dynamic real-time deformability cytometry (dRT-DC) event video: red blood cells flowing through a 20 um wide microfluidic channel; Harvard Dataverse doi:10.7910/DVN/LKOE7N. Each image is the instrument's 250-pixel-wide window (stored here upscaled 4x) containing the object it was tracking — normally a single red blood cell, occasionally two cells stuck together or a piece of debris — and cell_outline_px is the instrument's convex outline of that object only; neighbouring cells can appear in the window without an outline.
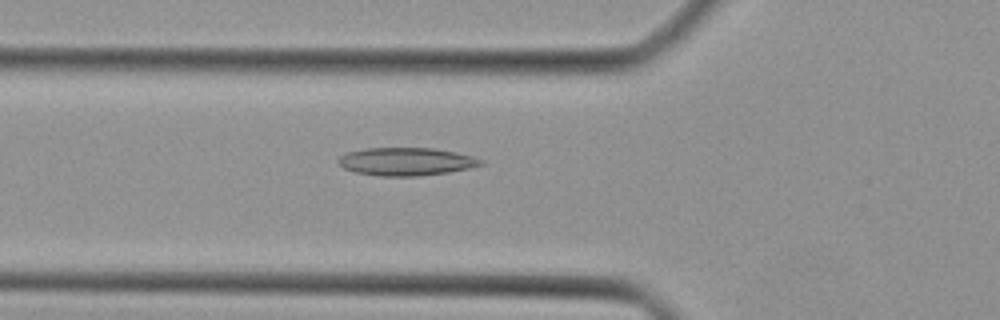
{"species": "Egyptian fruit bat (a non-hibernating species)", "species_latin": "Rousettus aegyptiacus", "temperature_condition": "cold", "stored_images_in_passage": 30, "camera_frame_rate_fps": 3000, "um_per_image_px": 0.085, "animal": {"sex": "female"}, "frame": {"image": 1, "passage_image": 2, "time_ms": 0.333, "image_size_px": [1000, 320], "cell_outline_px": [[484, 164], [468, 168], [448, 172], [420, 176], [380, 176], [356, 172], [344, 168], [336, 160], [340, 156], [348, 152], [364, 148], [432, 148], [456, 152], [472, 156], [484, 160]], "centroid_in_image_um": [34.53, 13.73], "position_along_channel_um": 91.3, "area_um2": 23.18}}
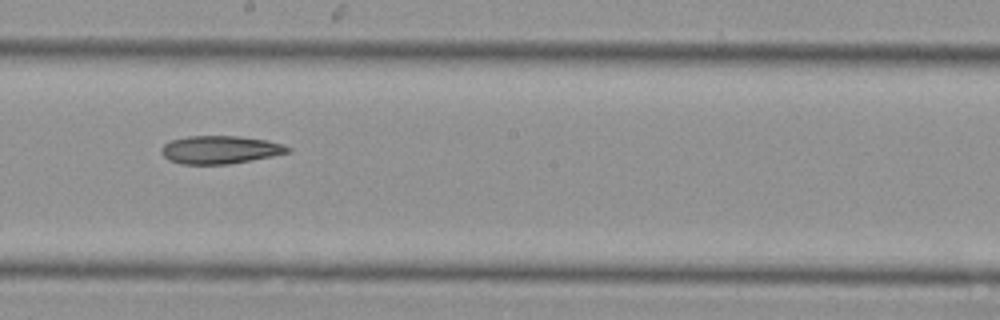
{"frame": {"image": 2, "passage_image": 11, "time_ms": 3.333, "image_size_px": [1000, 320], "cell_outline_px": [[292, 152], [272, 156], [228, 164], [184, 164], [168, 160], [160, 152], [160, 148], [164, 144], [172, 140], [188, 136], [240, 136], [268, 140], [284, 144], [292, 148]], "centroid_in_image_um": [18.74, 12.72], "position_along_channel_um": 229.5, "area_um2": 20.75}}
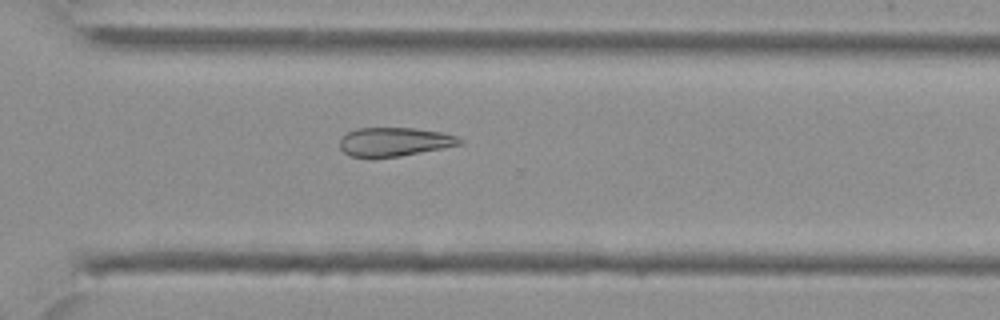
{"frame": {"image": 3, "passage_image": 18, "time_ms": 5.667, "image_size_px": [1000, 320], "cell_outline_px": [[464, 144], [400, 156], [348, 156], [340, 148], [340, 140], [348, 132], [356, 128], [416, 128], [440, 132], [456, 136], [464, 140]], "centroid_in_image_um": [33.56, 12.04], "position_along_channel_um": 337.0, "area_um2": 19.88}}